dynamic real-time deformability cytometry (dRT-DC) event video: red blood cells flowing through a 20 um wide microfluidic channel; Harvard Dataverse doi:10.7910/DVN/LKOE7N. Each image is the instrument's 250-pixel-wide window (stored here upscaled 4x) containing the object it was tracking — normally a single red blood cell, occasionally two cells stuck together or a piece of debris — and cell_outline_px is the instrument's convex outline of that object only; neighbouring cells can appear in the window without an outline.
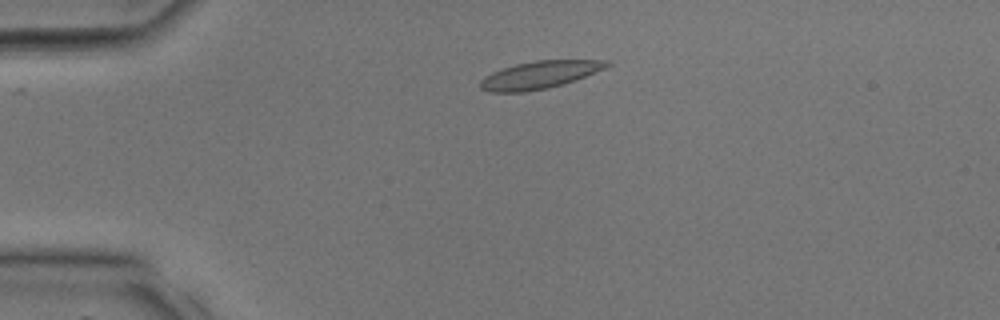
{"species": "common noctule bat (a hibernating species)", "species_latin": "Nyctalus noctula", "temperature_condition": "room temperature", "stored_images_in_passage": 30, "camera_frame_rate_fps": 3000, "um_per_image_px": 0.085, "animal": {"sex": "male", "body_mass_g": 17.9, "forearm_length_mm": 54.2}, "frame": {"image": 1, "passage_image": 3, "time_ms": 0.667, "image_size_px": [1000, 320], "cell_outline_px": [[612, 64], [604, 68], [576, 80], [564, 84], [548, 88], [524, 92], [488, 92], [480, 88], [480, 80], [484, 76], [492, 72], [516, 64], [536, 60], [612, 60]], "centroid_in_image_um": [45.87, 6.37], "position_along_channel_um": 39.1, "area_um2": 20.35}}
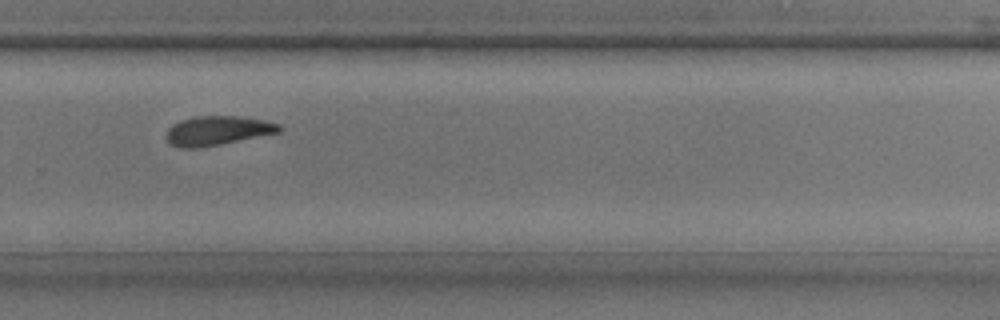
{"frame": {"image": 2, "passage_image": 19, "time_ms": 6.0, "image_size_px": [1000, 320], "cell_outline_px": [[284, 128], [280, 132], [200, 148], [180, 148], [168, 144], [164, 136], [168, 128], [172, 124], [180, 120], [196, 116], [236, 116], [264, 120], [280, 124]], "centroid_in_image_um": [18.44, 11.11], "position_along_channel_um": 311.4, "area_um2": 19.48}}
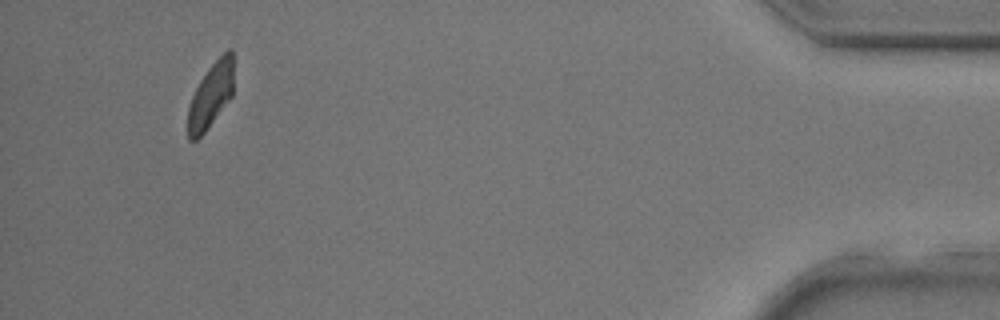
{"frame": {"image": 3, "passage_image": 28, "time_ms": 9.0, "image_size_px": [1000, 320], "cell_outline_px": [[232, 96], [204, 132], [196, 140], [188, 140], [188, 108], [192, 96], [200, 80], [208, 68], [228, 48], [232, 48]], "centroid_in_image_um": [17.9, 8.1], "position_along_channel_um": 417.3, "area_um2": 16.94}}